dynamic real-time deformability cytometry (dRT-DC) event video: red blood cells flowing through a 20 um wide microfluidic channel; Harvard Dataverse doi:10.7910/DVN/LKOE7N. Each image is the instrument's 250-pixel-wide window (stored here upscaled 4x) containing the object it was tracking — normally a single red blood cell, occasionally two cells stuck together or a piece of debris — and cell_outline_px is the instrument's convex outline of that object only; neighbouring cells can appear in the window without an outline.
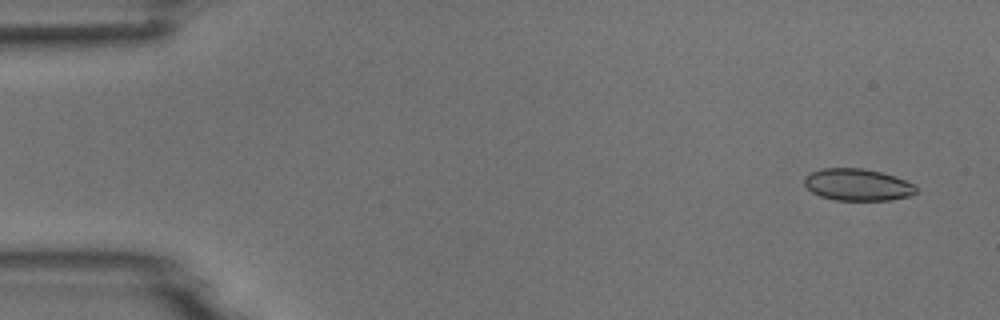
{"species": "common noctule bat (a hibernating species)", "species_latin": "Nyctalus noctula", "temperature_condition": "room temperature", "stored_images_in_passage": 5, "camera_frame_rate_fps": 3000, "um_per_image_px": 0.085, "animal": {"sex": "male", "body_mass_g": 18.8}, "frame": {"image": 1, "passage_image": 1, "time_ms": 0.0, "image_size_px": [1000, 320], "cell_outline_px": [[916, 192], [908, 196], [888, 200], [836, 200], [820, 196], [812, 192], [804, 184], [804, 176], [820, 168], [864, 168], [896, 176], [912, 184], [916, 188]], "centroid_in_image_um": [72.85, 15.69], "position_along_channel_um": 12.1, "area_um2": 20.69}}
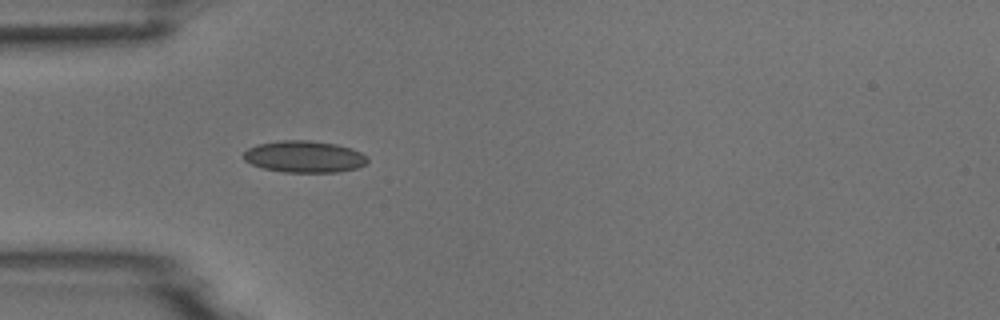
{"frame": {"image": 2, "passage_image": 5, "time_ms": 1.333, "image_size_px": [1000, 320], "cell_outline_px": [[368, 160], [364, 164], [356, 168], [340, 172], [284, 172], [264, 168], [252, 164], [244, 160], [244, 152], [248, 148], [256, 144], [284, 140], [308, 140], [336, 144], [352, 148], [368, 156]], "centroid_in_image_um": [25.88, 13.31], "position_along_channel_um": 59.1, "area_um2": 22.89}}